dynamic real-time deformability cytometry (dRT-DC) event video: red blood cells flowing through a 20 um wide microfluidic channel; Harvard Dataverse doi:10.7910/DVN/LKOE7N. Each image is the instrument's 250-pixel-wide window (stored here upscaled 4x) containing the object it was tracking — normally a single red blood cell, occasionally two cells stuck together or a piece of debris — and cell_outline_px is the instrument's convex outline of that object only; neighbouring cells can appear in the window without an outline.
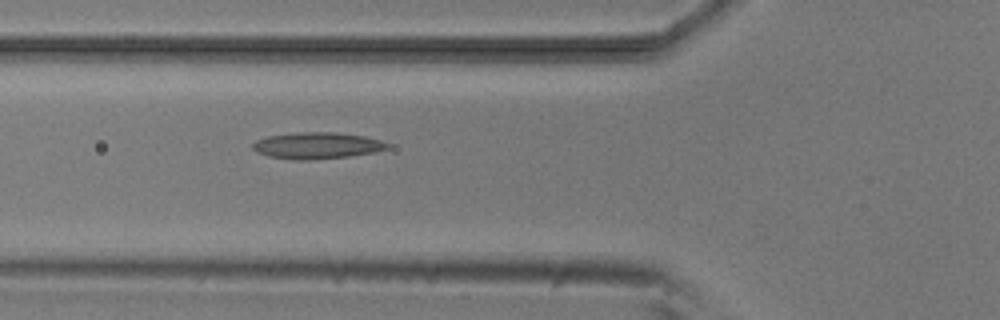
{"species": "common noctule bat (a hibernating species)", "species_latin": "Nyctalus noctula", "temperature_condition": "room temperature", "stored_images_in_passage": 4, "camera_frame_rate_fps": 3000, "um_per_image_px": 0.085, "animal": {"sex": "male", "body_mass_g": 20.5, "forearm_length_mm": 52.5}, "frame": {"image": 1, "passage_image": 3, "time_ms": 2.333, "image_size_px": [1000, 320], "cell_outline_px": [[392, 144], [388, 148], [372, 152], [348, 156], [308, 160], [292, 160], [268, 156], [256, 152], [252, 148], [252, 144], [256, 140], [268, 136], [300, 132], [336, 132], [364, 136], [380, 140]], "centroid_in_image_um": [26.92, 12.37], "position_along_channel_um": 98.9, "area_um2": 20.75}}